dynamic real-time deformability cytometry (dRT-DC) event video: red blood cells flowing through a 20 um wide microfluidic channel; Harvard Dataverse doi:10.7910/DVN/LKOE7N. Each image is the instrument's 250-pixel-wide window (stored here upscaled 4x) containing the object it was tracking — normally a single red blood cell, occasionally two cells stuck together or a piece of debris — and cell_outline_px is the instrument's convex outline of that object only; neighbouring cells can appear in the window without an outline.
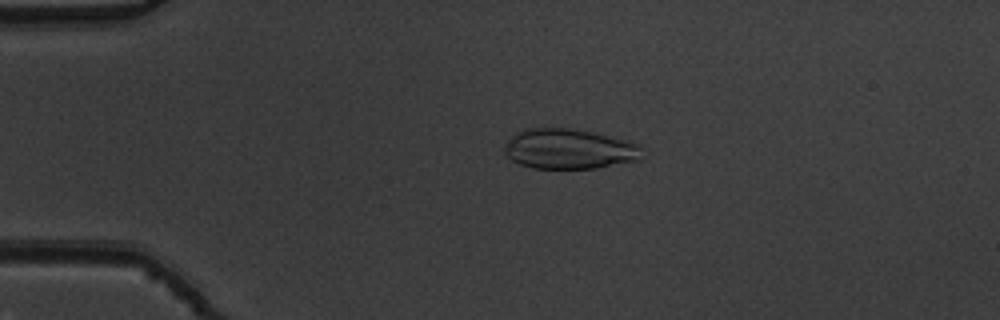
{"species": "common noctule bat (a hibernating species)", "species_latin": "Nyctalus noctula", "temperature_condition": "warm", "stored_images_in_passage": 52, "camera_frame_rate_fps": 3000, "um_per_image_px": 0.085, "animal": {"sex": "male", "body_mass_g": 19.5, "forearm_length_mm": 54.6}, "frame": {"image": 1, "passage_image": 11, "time_ms": 3.333, "image_size_px": [1000, 320], "cell_outline_px": [[640, 160], [596, 168], [532, 168], [520, 164], [512, 160], [504, 152], [504, 144], [516, 132], [524, 128], [572, 128], [592, 132], [628, 140], [640, 144]], "centroid_in_image_um": [48.36, 12.65], "position_along_channel_um": 36.6, "area_um2": 32.25}}
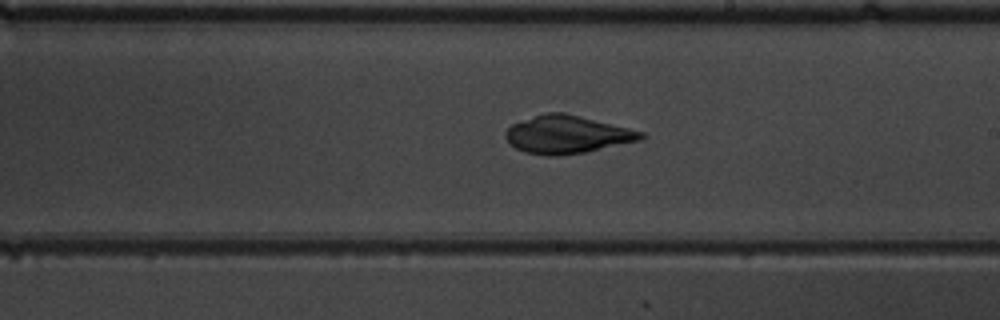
{"frame": {"image": 2, "passage_image": 30, "time_ms": 9.667, "image_size_px": [1000, 320], "cell_outline_px": [[644, 136], [640, 140], [584, 152], [560, 156], [548, 156], [524, 152], [516, 148], [504, 136], [504, 132], [512, 124], [544, 112], [564, 112], [644, 132]], "centroid_in_image_um": [48.16, 11.43], "position_along_channel_um": 240.8, "area_um2": 29.59}}
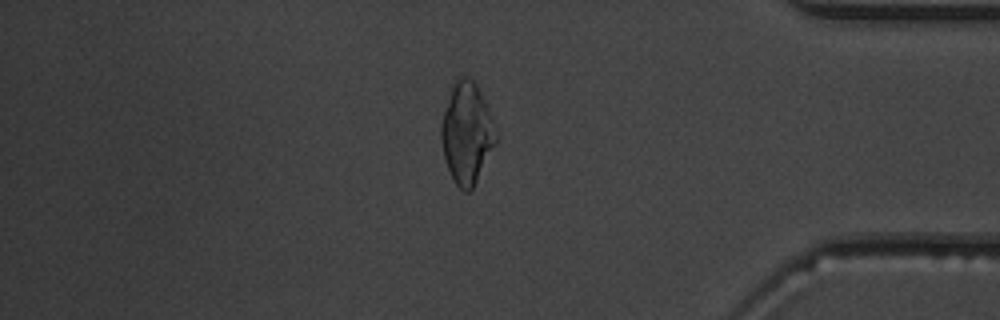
{"frame": {"image": 3, "passage_image": 44, "time_ms": 14.333, "image_size_px": [1000, 320], "cell_outline_px": [[496, 144], [472, 188], [468, 192], [464, 192], [452, 180], [444, 156], [440, 140], [440, 124], [452, 80], [456, 76], [468, 76], [476, 84], [488, 108], [492, 120], [496, 136]], "centroid_in_image_um": [39.63, 11.27], "position_along_channel_um": 395.6, "area_um2": 32.31}}